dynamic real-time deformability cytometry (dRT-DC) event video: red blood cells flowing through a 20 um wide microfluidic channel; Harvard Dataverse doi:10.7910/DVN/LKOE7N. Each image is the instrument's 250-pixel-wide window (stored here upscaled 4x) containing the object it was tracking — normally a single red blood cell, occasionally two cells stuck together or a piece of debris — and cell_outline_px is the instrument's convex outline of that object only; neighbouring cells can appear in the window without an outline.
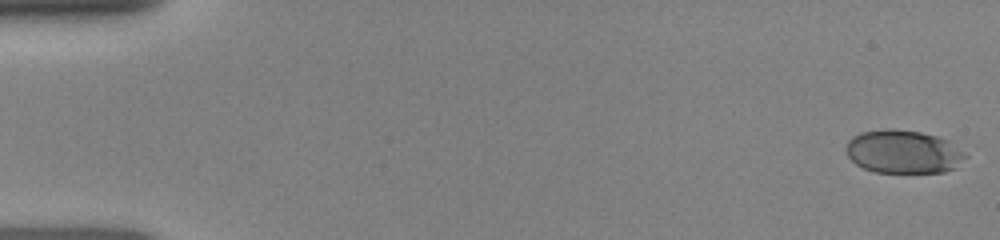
{"species": "human", "species_latin": "Homo sapiens", "temperature_condition": "room temperature", "stored_images_in_passage": 73, "segment_of_instrument_passage": [1, 2], "camera_frame_rate_fps": 3000, "um_per_image_px": 0.085, "donor": {"sex": "female"}, "frame": {"image": 1, "passage_image": 1, "time_ms": 0.0, "image_size_px": [1000, 240], "cell_outline_px": [[968, 156], [956, 168], [944, 172], [876, 172], [864, 168], [856, 164], [848, 156], [844, 148], [848, 140], [852, 136], [860, 132], [884, 128], [920, 132], [936, 136], [948, 140], [964, 152]], "centroid_in_image_um": [76.77, 12.89], "position_along_channel_um": 8.2, "area_um2": 30.23}}
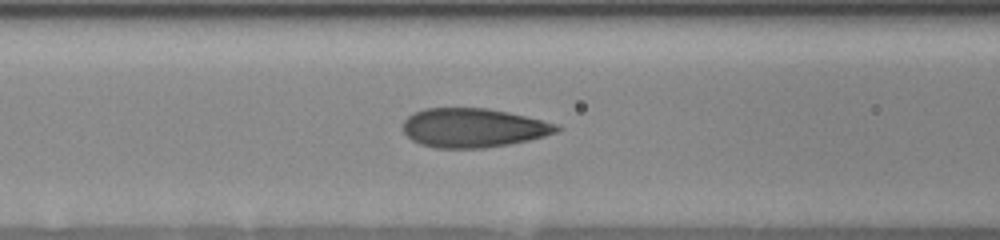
{"frame": {"image": 2, "passage_image": 34, "time_ms": 6.333, "image_size_px": [1000, 240], "cell_outline_px": [[564, 128], [556, 132], [544, 136], [528, 140], [508, 144], [484, 148], [436, 148], [420, 144], [412, 140], [404, 132], [404, 120], [412, 112], [424, 108], [488, 108], [508, 112], [560, 124]], "centroid_in_image_um": [40.24, 10.86], "position_along_channel_um": 126.4, "area_um2": 35.14}}
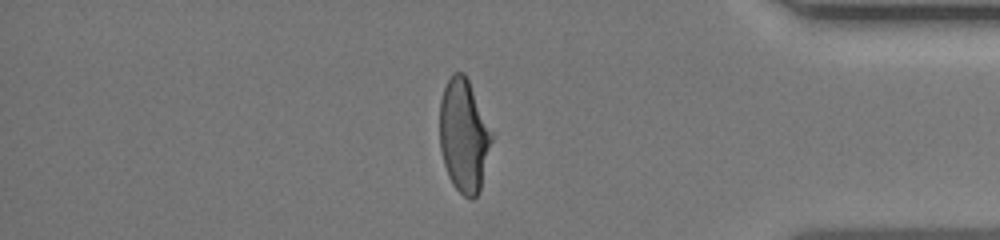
{"frame": {"image": 3, "passage_image": 60, "time_ms": 13.333, "image_size_px": [1000, 240], "cell_outline_px": [[492, 140], [480, 192], [472, 200], [464, 196], [452, 184], [448, 176], [444, 164], [440, 148], [440, 100], [444, 88], [452, 72], [464, 72], [468, 80], [492, 136]], "centroid_in_image_um": [39.4, 11.57], "position_along_channel_um": 395.8, "area_um2": 33.76}}